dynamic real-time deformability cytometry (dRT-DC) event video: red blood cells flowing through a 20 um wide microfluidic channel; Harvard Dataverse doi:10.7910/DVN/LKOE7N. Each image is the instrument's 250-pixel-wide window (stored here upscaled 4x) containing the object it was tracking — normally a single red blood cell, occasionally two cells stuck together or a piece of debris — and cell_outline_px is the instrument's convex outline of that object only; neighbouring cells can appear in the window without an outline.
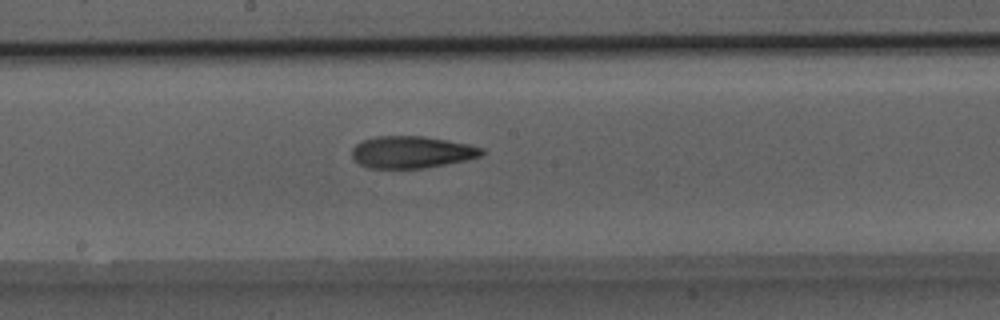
{"species": "Egyptian fruit bat (a non-hibernating species)", "species_latin": "Rousettus aegyptiacus", "temperature_condition": "room temperature", "stored_images_in_passage": 29, "camera_frame_rate_fps": 3000, "um_per_image_px": 0.085, "animal": {"sex": "male"}, "frame": {"image": 1, "passage_image": 15, "time_ms": 4.667, "image_size_px": [1000, 320], "cell_outline_px": [[484, 156], [468, 160], [424, 168], [368, 168], [360, 164], [352, 156], [352, 148], [356, 144], [364, 140], [376, 136], [424, 136], [468, 144], [484, 148]], "centroid_in_image_um": [35.03, 12.93], "position_along_channel_um": 213.2, "area_um2": 24.28}}
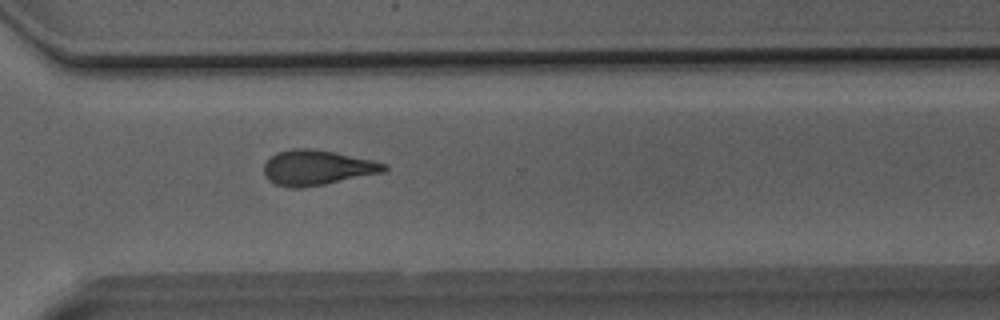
{"frame": {"image": 2, "passage_image": 21, "time_ms": 6.667, "image_size_px": [1000, 320], "cell_outline_px": [[388, 168], [384, 172], [324, 184], [300, 188], [292, 188], [276, 184], [268, 180], [264, 176], [264, 164], [276, 152], [292, 148], [312, 148], [336, 152], [388, 164]], "centroid_in_image_um": [26.93, 14.24], "position_along_channel_um": 343.7, "area_um2": 24.57}}
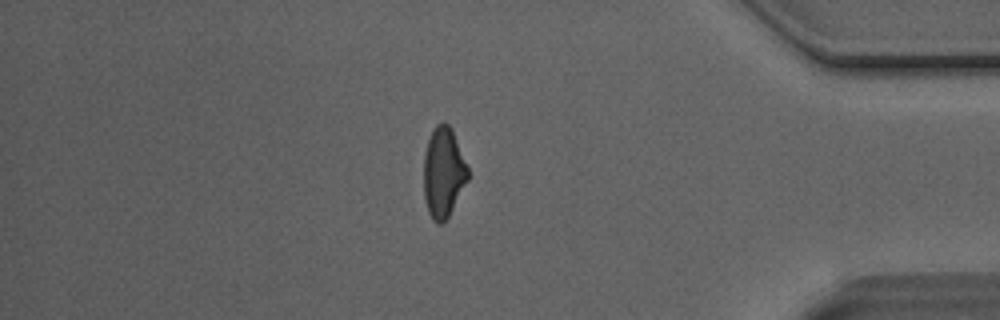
{"frame": {"image": 3, "passage_image": 25, "time_ms": 8.0, "image_size_px": [1000, 320], "cell_outline_px": [[468, 180], [448, 216], [440, 224], [436, 224], [432, 220], [428, 212], [424, 196], [424, 152], [428, 140], [436, 124], [444, 120], [452, 128], [468, 168]], "centroid_in_image_um": [37.68, 14.64], "position_along_channel_um": 397.5, "area_um2": 23.18}}